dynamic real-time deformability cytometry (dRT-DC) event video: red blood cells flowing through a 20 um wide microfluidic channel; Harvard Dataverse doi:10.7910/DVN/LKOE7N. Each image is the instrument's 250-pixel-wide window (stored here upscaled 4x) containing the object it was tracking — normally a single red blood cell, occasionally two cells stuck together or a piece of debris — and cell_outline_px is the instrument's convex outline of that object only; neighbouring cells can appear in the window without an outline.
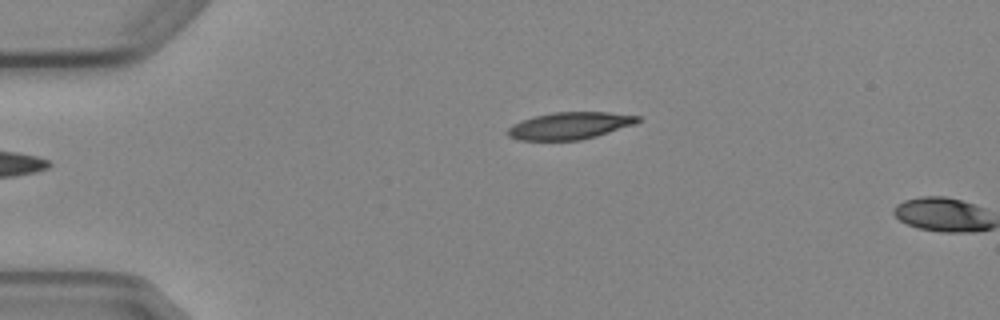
{"species": "Egyptian fruit bat (a non-hibernating species)", "species_latin": "Rousettus aegyptiacus", "temperature_condition": "cold", "stored_images_in_passage": 2, "camera_frame_rate_fps": 3000, "um_per_image_px": 0.085, "animal": {"sex": "female"}, "frame": {"image": 1, "passage_image": 1, "time_ms": 0.0, "image_size_px": [1000, 320], "cell_outline_px": [[640, 120], [636, 124], [596, 136], [580, 140], [520, 140], [508, 136], [508, 128], [524, 120], [536, 116], [552, 112], [608, 112], [640, 116]], "centroid_in_image_um": [48.49, 10.68], "position_along_channel_um": 36.5, "area_um2": 20.29}}